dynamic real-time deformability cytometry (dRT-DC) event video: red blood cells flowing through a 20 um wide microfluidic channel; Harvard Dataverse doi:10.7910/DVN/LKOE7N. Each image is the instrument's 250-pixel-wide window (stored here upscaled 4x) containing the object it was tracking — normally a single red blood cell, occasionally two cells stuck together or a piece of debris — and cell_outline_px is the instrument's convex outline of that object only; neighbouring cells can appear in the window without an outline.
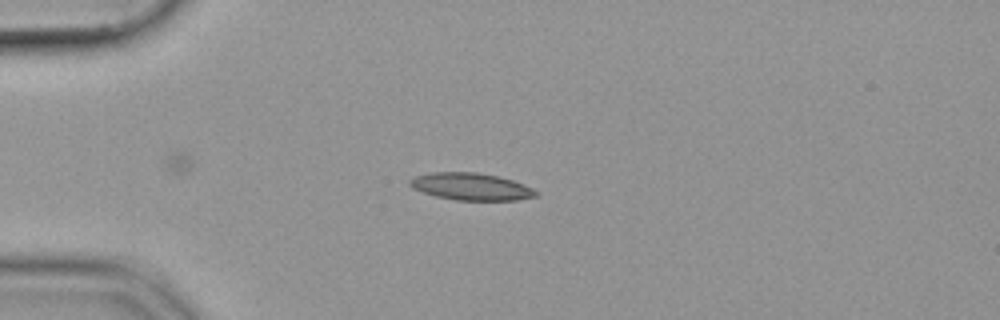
{"species": "common noctule bat (a hibernating species)", "species_latin": "Nyctalus noctula", "temperature_condition": "cold", "stored_images_in_passage": 10, "camera_frame_rate_fps": 3000, "um_per_image_px": 0.085, "animal": {"sex": "female", "body_mass_g": 19.9}, "frame": {"image": 1, "passage_image": 4, "time_ms": 1.0, "image_size_px": [1000, 320], "cell_outline_px": [[540, 192], [536, 196], [516, 200], [456, 200], [436, 196], [412, 188], [408, 184], [408, 180], [416, 176], [432, 172], [476, 172], [496, 176], [512, 180], [524, 184]], "centroid_in_image_um": [40.04, 15.86], "position_along_channel_um": 45.0, "area_um2": 19.88}}
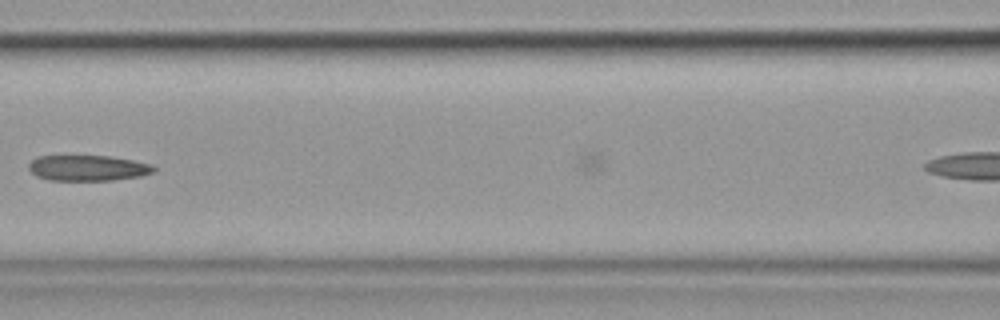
{"frame": {"image": 2, "passage_image": 9, "time_ms": 2.667, "image_size_px": [1000, 320], "cell_outline_px": [[156, 172], [140, 176], [112, 180], [48, 180], [36, 176], [28, 168], [28, 164], [32, 160], [40, 156], [112, 156], [152, 164], [156, 168]], "centroid_in_image_um": [7.49, 14.28], "position_along_channel_um": 159.1, "area_um2": 18.73}}